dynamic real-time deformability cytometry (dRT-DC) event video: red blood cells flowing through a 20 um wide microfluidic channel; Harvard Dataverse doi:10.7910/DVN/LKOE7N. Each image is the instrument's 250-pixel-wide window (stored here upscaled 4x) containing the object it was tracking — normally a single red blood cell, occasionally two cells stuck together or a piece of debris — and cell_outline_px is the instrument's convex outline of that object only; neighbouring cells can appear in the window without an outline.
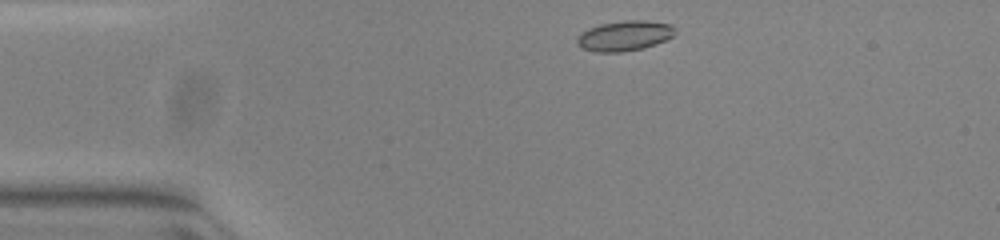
{"species": "common noctule bat (a hibernating species)", "species_latin": "Nyctalus noctula", "temperature_condition": "warm", "stored_images_in_passage": 43, "camera_frame_rate_fps": 3000, "um_per_image_px": 0.085, "animal": {"sex": "female", "body_mass_g": 23.0, "forearm_length_mm": 53.4}, "frame": {"image": 1, "passage_image": 1, "time_ms": 0.0, "image_size_px": [1000, 240], "cell_outline_px": [[676, 32], [672, 36], [664, 40], [640, 48], [620, 52], [596, 52], [584, 48], [576, 44], [576, 40], [580, 32], [588, 28], [600, 24], [628, 20], [644, 20], [672, 24], [676, 28]], "centroid_in_image_um": [53.06, 3.02], "position_along_channel_um": 31.9, "area_um2": 17.05}}
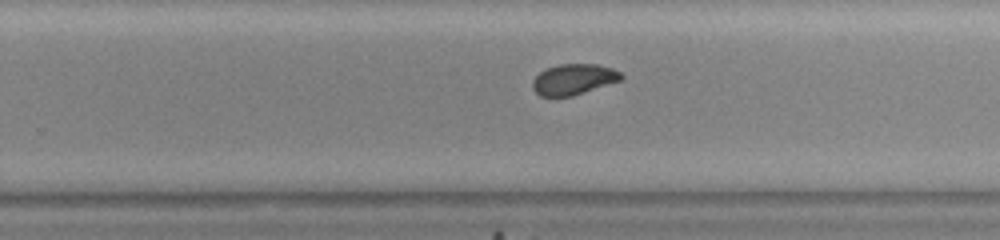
{"frame": {"image": 2, "passage_image": 24, "time_ms": 7.667, "image_size_px": [1000, 240], "cell_outline_px": [[624, 76], [620, 80], [572, 96], [540, 96], [532, 88], [532, 80], [540, 72], [548, 68], [560, 64], [596, 64], [612, 68], [620, 72]], "centroid_in_image_um": [48.74, 6.74], "position_along_channel_um": 281.1, "area_um2": 15.66}}
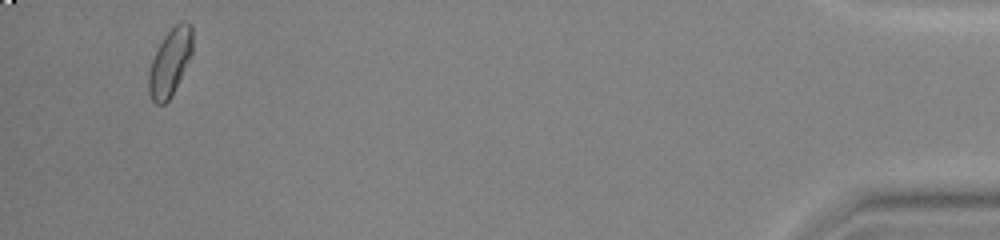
{"frame": {"image": 3, "passage_image": 41, "time_ms": 13.333, "image_size_px": [1000, 240], "cell_outline_px": [[192, 52], [168, 100], [164, 104], [156, 104], [152, 100], [148, 92], [148, 72], [152, 60], [164, 36], [180, 20], [188, 20], [192, 24]], "centroid_in_image_um": [14.44, 5.24], "position_along_channel_um": 420.8, "area_um2": 16.76}, "authors_computed_cell_mechanics": {"area_um2": 16.5308, "velocity_mm_per_s": 3.9006, "shape_relaxation_time_tau1_ms": null, "shape_relaxation_time_tau2_ms": 0.9954, "deformation_change_tau1": null, "deformation_change_tau2": 0.049}}